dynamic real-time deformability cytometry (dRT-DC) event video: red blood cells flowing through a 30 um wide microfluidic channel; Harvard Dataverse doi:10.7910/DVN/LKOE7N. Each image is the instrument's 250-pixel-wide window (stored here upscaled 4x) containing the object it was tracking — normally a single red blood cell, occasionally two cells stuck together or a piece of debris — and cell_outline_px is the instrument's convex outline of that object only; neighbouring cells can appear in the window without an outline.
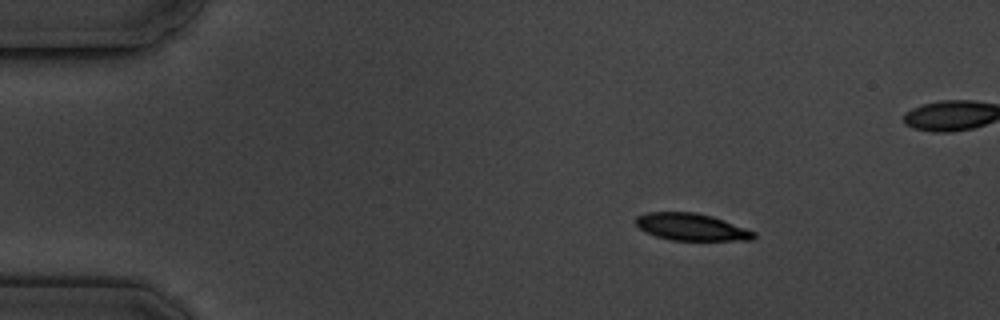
{"species": "common noctule bat (a hibernating species)", "species_latin": "Nyctalus noctula", "temperature_condition": "cold", "stored_images_in_passage": 8, "camera_frame_rate_fps": 3000, "um_per_image_px": 0.085, "animal": {"sex": "male", "body_mass_g": 19.5, "forearm_length_mm": 54.6}, "frame": {"image": 1, "passage_image": 1, "time_ms": 0.0, "image_size_px": [1000, 320], "cell_outline_px": [[756, 236], [752, 240], [672, 240], [656, 236], [640, 228], [636, 224], [636, 216], [648, 212], [696, 212], [712, 216], [724, 220], [756, 232]], "centroid_in_image_um": [58.79, 19.29], "position_along_channel_um": 26.2, "area_um2": 18.5}}